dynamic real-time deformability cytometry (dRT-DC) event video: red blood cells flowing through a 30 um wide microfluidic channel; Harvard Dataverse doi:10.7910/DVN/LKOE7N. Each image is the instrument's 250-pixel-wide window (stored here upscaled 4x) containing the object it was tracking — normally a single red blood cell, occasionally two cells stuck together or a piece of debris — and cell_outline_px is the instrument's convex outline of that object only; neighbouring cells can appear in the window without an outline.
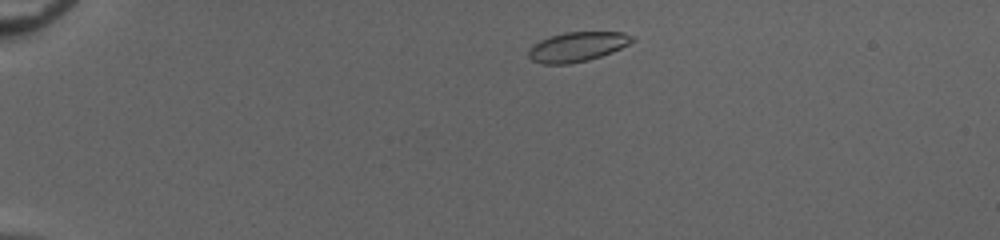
{"species": "common noctule bat (a hibernating species)", "species_latin": "Nyctalus noctula", "temperature_condition": "cold", "stored_images_in_passage": 44, "camera_frame_rate_fps": 3000, "um_per_image_px": 0.085, "animal": {"sex": "female", "body_mass_g": 20.0, "forearm_length_mm": 54.0}, "frame": {"image": 1, "passage_image": 3, "time_ms": 0.667, "image_size_px": [1000, 240], "cell_outline_px": [[636, 40], [612, 52], [588, 60], [568, 64], [544, 64], [532, 60], [528, 56], [528, 52], [540, 40], [564, 32], [624, 32], [632, 36]], "centroid_in_image_um": [49.1, 3.97], "position_along_channel_um": 35.9, "area_um2": 17.63}}
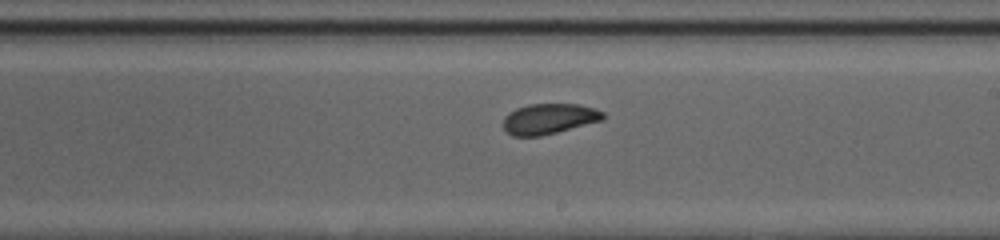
{"frame": {"image": 2, "passage_image": 24, "time_ms": 7.667, "image_size_px": [1000, 240], "cell_outline_px": [[604, 120], [540, 136], [512, 136], [504, 128], [504, 116], [508, 112], [516, 108], [528, 104], [580, 104], [604, 112]], "centroid_in_image_um": [46.66, 10.09], "position_along_channel_um": 242.3, "area_um2": 17.69}}
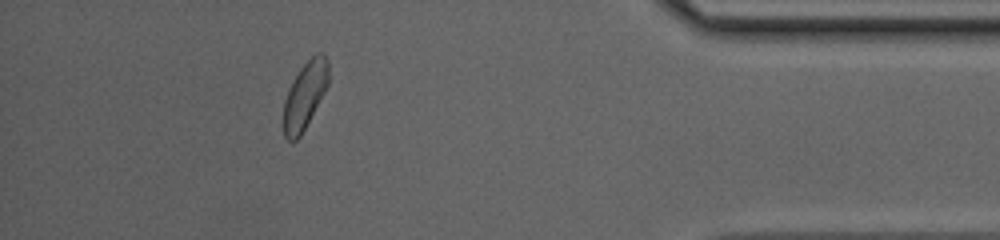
{"frame": {"image": 3, "passage_image": 39, "time_ms": 12.667, "image_size_px": [1000, 240], "cell_outline_px": [[328, 84], [324, 92], [300, 136], [292, 144], [284, 136], [284, 100], [288, 88], [292, 80], [300, 68], [316, 52], [324, 52], [328, 60]], "centroid_in_image_um": [25.9, 8.08], "position_along_channel_um": 409.3, "area_um2": 17.51}, "authors_computed_cell_mechanics": {"area_um2": 18.1203, "velocity_mm_per_s": 4.0426, "shape_relaxation_time_tau1_ms": 1.9897, "shape_relaxation_time_tau2_ms": 1.704, "deformation_change_tau1": 0.1038, "deformation_change_tau2": 0.0651}}